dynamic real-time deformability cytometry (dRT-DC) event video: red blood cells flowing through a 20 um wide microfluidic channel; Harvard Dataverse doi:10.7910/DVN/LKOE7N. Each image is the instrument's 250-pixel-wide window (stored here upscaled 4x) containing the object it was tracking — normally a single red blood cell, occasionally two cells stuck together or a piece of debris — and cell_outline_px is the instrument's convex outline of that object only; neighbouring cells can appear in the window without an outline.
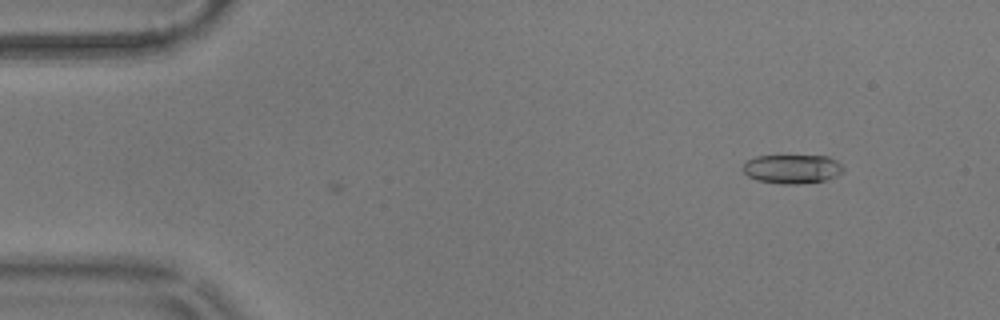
{"species": "common noctule bat (a hibernating species)", "species_latin": "Nyctalus noctula", "temperature_condition": "warm", "stored_images_in_passage": 2, "camera_frame_rate_fps": 3000, "um_per_image_px": 0.085, "animal": {"sex": "male", "body_mass_g": 17.9}, "frame": {"image": 1, "passage_image": 2, "time_ms": 0.333, "image_size_px": [1000, 320], "cell_outline_px": [[844, 172], [836, 176], [824, 180], [796, 184], [780, 184], [756, 180], [748, 176], [744, 172], [744, 164], [748, 160], [756, 156], [828, 156], [836, 160], [844, 168]], "centroid_in_image_um": [67.35, 14.36], "position_along_channel_um": 17.7, "area_um2": 16.88}}